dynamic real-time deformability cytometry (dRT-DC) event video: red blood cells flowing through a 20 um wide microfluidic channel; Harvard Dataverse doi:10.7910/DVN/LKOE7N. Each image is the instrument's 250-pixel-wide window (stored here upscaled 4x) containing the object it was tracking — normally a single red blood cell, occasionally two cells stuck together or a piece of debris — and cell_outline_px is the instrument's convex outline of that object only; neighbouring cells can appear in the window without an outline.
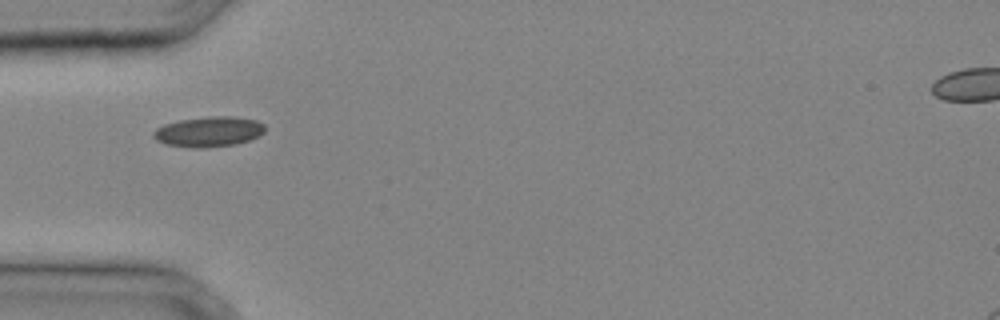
{"species": "common noctule bat (a hibernating species)", "species_latin": "Nyctalus noctula", "temperature_condition": "cold", "stored_images_in_passage": 21, "camera_frame_rate_fps": 3000, "um_per_image_px": 0.085, "animal": {"sex": "male", "body_mass_g": 20.4}, "frame": {"image": 1, "passage_image": 1, "time_ms": 0.0, "image_size_px": [1000, 320], "cell_outline_px": [[264, 132], [260, 136], [236, 144], [204, 148], [192, 148], [168, 144], [156, 140], [152, 136], [152, 132], [156, 128], [164, 124], [180, 120], [212, 116], [228, 116], [256, 120], [264, 124]], "centroid_in_image_um": [17.73, 11.2], "position_along_channel_um": 67.3, "area_um2": 19.59}}
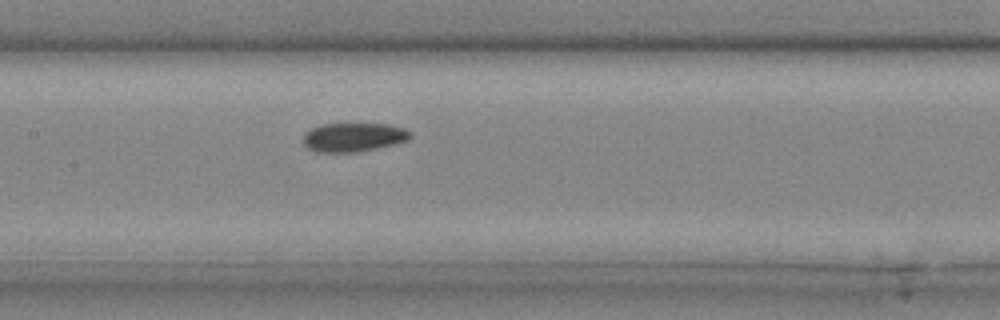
{"frame": {"image": 2, "passage_image": 7, "time_ms": 2.0, "image_size_px": [1000, 320], "cell_outline_px": [[412, 136], [408, 140], [376, 148], [356, 152], [316, 152], [308, 148], [304, 144], [304, 136], [312, 128], [324, 124], [388, 124], [404, 128], [412, 132]], "centroid_in_image_um": [30.08, 11.66], "position_along_channel_um": 177.3, "area_um2": 17.8}}
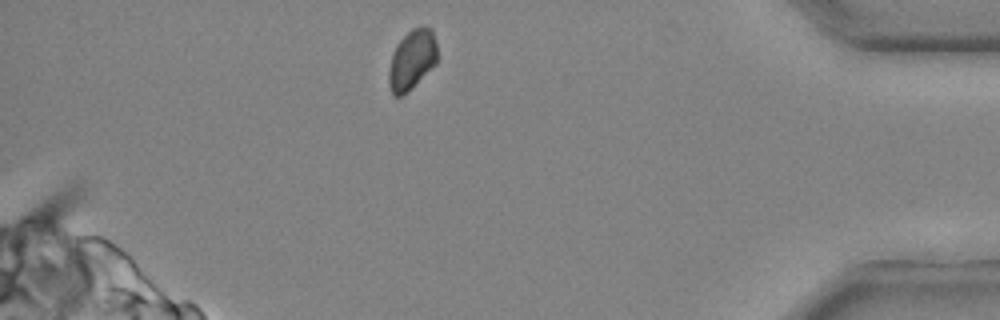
{"frame": {"image": 3, "passage_image": 21, "time_ms": 6.667, "image_size_px": [1000, 320], "cell_outline_px": [[436, 64], [400, 96], [392, 96], [388, 84], [388, 72], [392, 52], [396, 44], [412, 28], [432, 28], [436, 44]], "centroid_in_image_um": [34.97, 5.07], "position_along_channel_um": 400.2, "area_um2": 16.53}}